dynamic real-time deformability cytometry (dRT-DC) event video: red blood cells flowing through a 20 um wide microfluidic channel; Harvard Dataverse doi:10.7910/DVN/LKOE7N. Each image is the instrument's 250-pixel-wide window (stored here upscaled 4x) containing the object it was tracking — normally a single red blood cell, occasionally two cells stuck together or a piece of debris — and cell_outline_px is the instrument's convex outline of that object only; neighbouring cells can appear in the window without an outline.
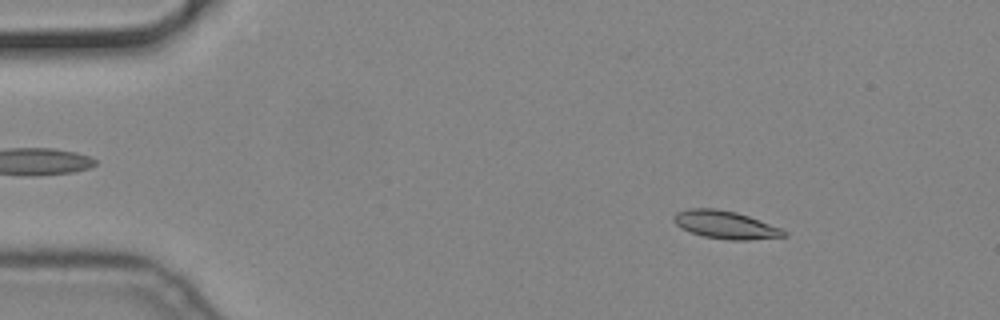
{"species": "common noctule bat (a hibernating species)", "species_latin": "Nyctalus noctula", "temperature_condition": "cold", "stored_images_in_passage": 56, "camera_frame_rate_fps": 3000, "um_per_image_px": 0.085, "animal": {"sex": "male", "body_mass_g": 19.2, "forearm_length_mm": 51.8}, "frame": {"image": 1, "passage_image": 8, "time_ms": 2.333, "image_size_px": [1000, 320], "cell_outline_px": [[788, 236], [748, 240], [728, 240], [704, 236], [680, 228], [672, 220], [676, 212], [688, 208], [716, 208], [736, 212], [748, 216], [780, 228], [788, 232]], "centroid_in_image_um": [61.65, 19.1], "position_along_channel_um": 23.4, "area_um2": 17.86}}
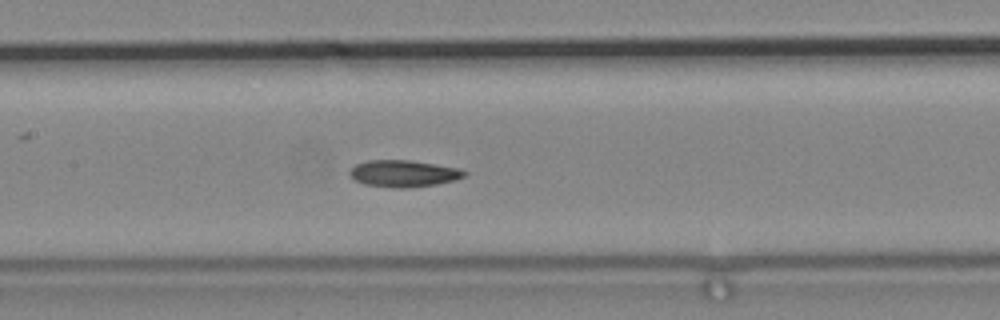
{"frame": {"image": 2, "passage_image": 27, "time_ms": 8.667, "image_size_px": [1000, 320], "cell_outline_px": [[468, 172], [464, 176], [456, 180], [436, 184], [404, 188], [396, 188], [364, 184], [356, 180], [348, 172], [356, 164], [368, 160], [408, 160], [460, 168]], "centroid_in_image_um": [34.32, 14.74], "position_along_channel_um": 173.1, "area_um2": 17.74}}
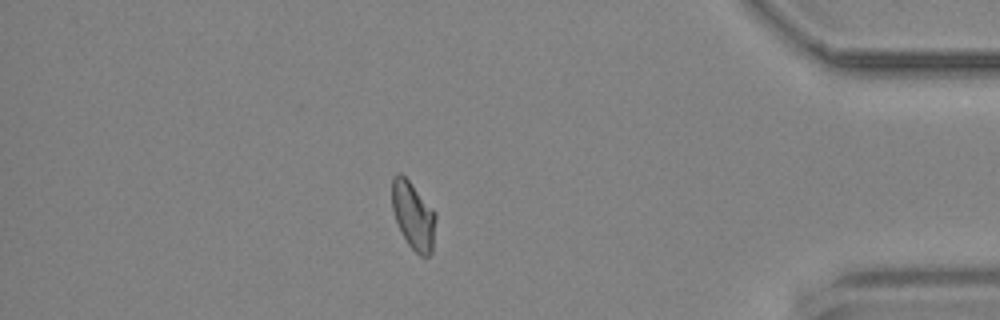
{"frame": {"image": 3, "passage_image": 49, "time_ms": 16.0, "image_size_px": [1000, 320], "cell_outline_px": [[436, 216], [432, 252], [428, 256], [420, 256], [408, 244], [396, 220], [392, 208], [392, 180], [396, 172], [400, 172], [408, 180], [436, 212]], "centroid_in_image_um": [35.13, 18.31], "position_along_channel_um": 400.1, "area_um2": 16.99}}